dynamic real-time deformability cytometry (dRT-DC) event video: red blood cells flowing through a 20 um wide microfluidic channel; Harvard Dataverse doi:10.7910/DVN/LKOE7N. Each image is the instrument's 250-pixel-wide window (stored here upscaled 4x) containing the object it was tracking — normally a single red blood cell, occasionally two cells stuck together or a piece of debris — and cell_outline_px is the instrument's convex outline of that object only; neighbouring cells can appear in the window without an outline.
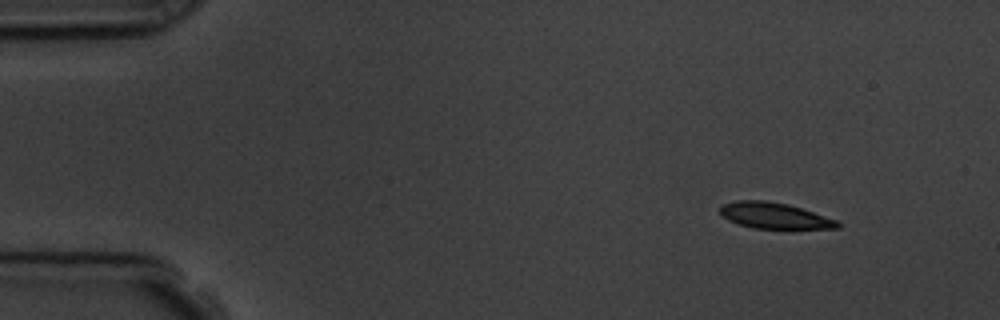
{"species": "common noctule bat (a hibernating species)", "species_latin": "Nyctalus noctula", "temperature_condition": "room temperature", "stored_images_in_passage": 3, "camera_frame_rate_fps": 3000, "um_per_image_px": 0.085, "animal": {"sex": "male", "body_mass_g": 19.5, "forearm_length_mm": 54.6}, "frame": {"image": 1, "passage_image": 1, "time_ms": 0.0, "image_size_px": [1000, 320], "cell_outline_px": [[840, 228], [752, 228], [728, 220], [720, 212], [720, 204], [736, 200], [764, 200], [788, 204], [836, 220], [840, 224]], "centroid_in_image_um": [65.77, 18.31], "position_along_channel_um": 19.2, "area_um2": 17.51}}
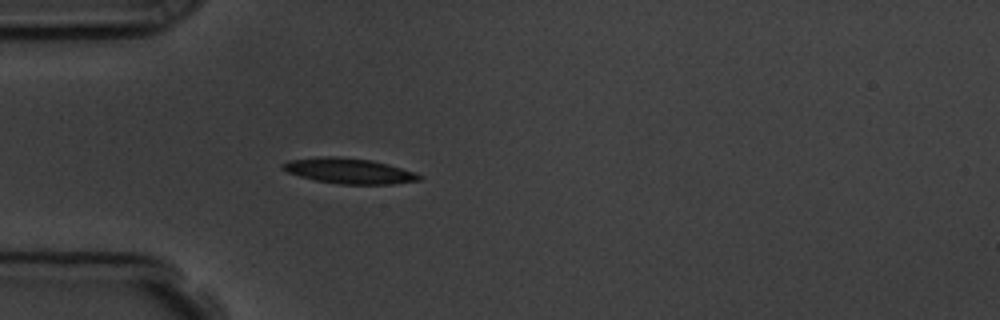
{"frame": {"image": 2, "passage_image": 3, "time_ms": 3.333, "image_size_px": [1000, 320], "cell_outline_px": [[424, 176], [420, 180], [392, 184], [340, 184], [316, 180], [300, 176], [288, 172], [280, 168], [280, 164], [288, 160], [320, 156], [332, 156], [372, 160], [388, 164], [416, 172]], "centroid_in_image_um": [29.67, 14.52], "position_along_channel_um": 55.3, "area_um2": 20.29}}